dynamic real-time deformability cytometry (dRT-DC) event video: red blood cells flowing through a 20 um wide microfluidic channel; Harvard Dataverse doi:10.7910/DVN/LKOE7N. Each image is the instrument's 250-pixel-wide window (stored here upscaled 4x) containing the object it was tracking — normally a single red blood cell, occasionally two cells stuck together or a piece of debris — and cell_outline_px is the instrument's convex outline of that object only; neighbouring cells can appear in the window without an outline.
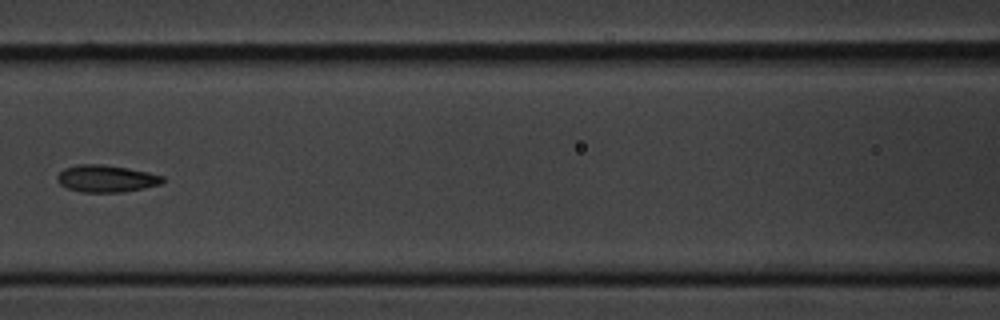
{"species": "common noctule bat (a hibernating species)", "species_latin": "Nyctalus noctula", "temperature_condition": "cold", "stored_images_in_passage": 11, "camera_frame_rate_fps": 3000, "um_per_image_px": 0.085, "animal": {"sex": "male", "body_mass_g": 20.1, "forearm_length_mm": 53.5}, "frame": {"image": 1, "passage_image": 7, "time_ms": 7.667, "image_size_px": [1000, 320], "cell_outline_px": [[164, 180], [160, 184], [144, 188], [124, 192], [84, 192], [68, 188], [60, 184], [56, 180], [56, 176], [64, 168], [76, 164], [100, 164], [128, 168], [148, 172], [164, 176]], "centroid_in_image_um": [9.02, 15.17], "position_along_channel_um": 157.6, "area_um2": 16.65}}
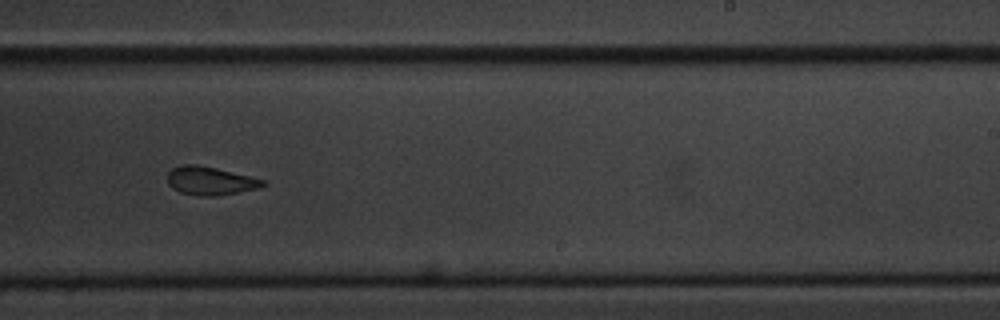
{"frame": {"image": 2, "passage_image": 10, "time_ms": 11.0, "image_size_px": [1000, 320], "cell_outline_px": [[268, 184], [256, 188], [236, 192], [212, 196], [200, 196], [180, 192], [172, 188], [168, 184], [168, 172], [172, 168], [184, 164], [196, 164], [216, 168], [264, 180]], "centroid_in_image_um": [17.82, 15.36], "position_along_channel_um": 271.2, "area_um2": 15.49}}
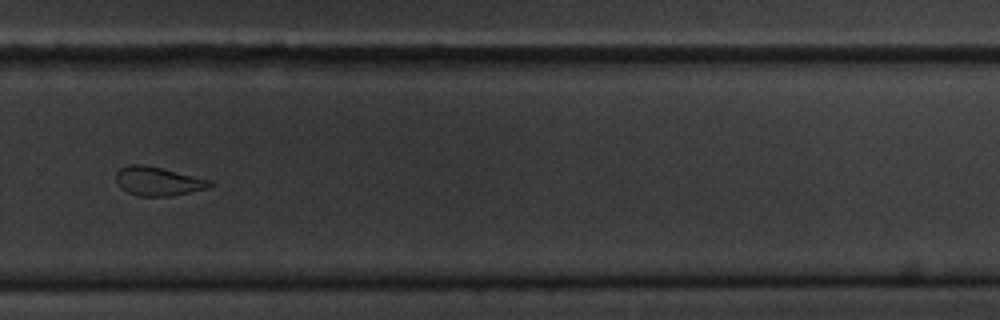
{"frame": {"image": 3, "passage_image": 11, "time_ms": 12.333, "image_size_px": [1000, 320], "cell_outline_px": [[212, 184], [208, 188], [168, 196], [140, 196], [128, 192], [120, 188], [116, 180], [116, 172], [120, 168], [128, 164], [144, 164], [212, 180]], "centroid_in_image_um": [13.4, 15.39], "position_along_channel_um": 316.4, "area_um2": 15.66}}